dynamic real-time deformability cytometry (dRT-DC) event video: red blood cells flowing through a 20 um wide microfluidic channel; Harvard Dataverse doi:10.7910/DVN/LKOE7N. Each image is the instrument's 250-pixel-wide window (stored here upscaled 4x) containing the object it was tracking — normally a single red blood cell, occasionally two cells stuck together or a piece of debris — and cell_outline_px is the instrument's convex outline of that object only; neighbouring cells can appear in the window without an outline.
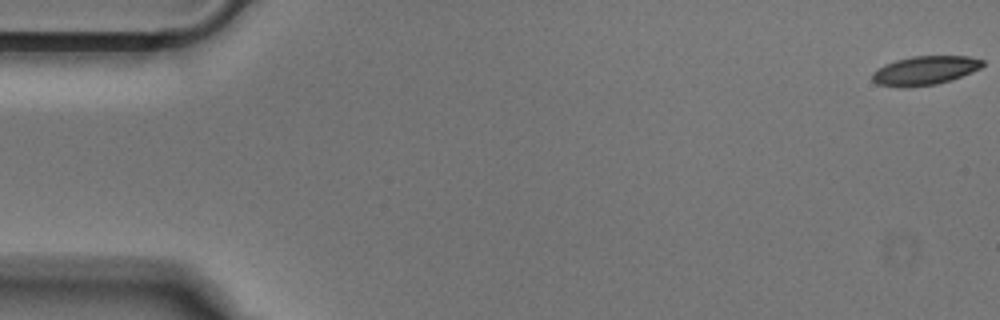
{"species": "Egyptian fruit bat (a non-hibernating species)", "species_latin": "Rousettus aegyptiacus", "temperature_condition": "cold", "stored_images_in_passage": 13, "camera_frame_rate_fps": 3000, "um_per_image_px": 0.085, "animal": {"sex": "male"}, "frame": {"image": 1, "passage_image": 1, "time_ms": 0.0, "image_size_px": [1000, 320], "cell_outline_px": [[984, 64], [980, 68], [972, 72], [952, 80], [936, 84], [904, 88], [900, 88], [876, 84], [872, 80], [872, 72], [884, 64], [896, 60], [912, 56], [968, 56], [984, 60]], "centroid_in_image_um": [78.59, 6.0], "position_along_channel_um": 6.4, "area_um2": 18.79}}